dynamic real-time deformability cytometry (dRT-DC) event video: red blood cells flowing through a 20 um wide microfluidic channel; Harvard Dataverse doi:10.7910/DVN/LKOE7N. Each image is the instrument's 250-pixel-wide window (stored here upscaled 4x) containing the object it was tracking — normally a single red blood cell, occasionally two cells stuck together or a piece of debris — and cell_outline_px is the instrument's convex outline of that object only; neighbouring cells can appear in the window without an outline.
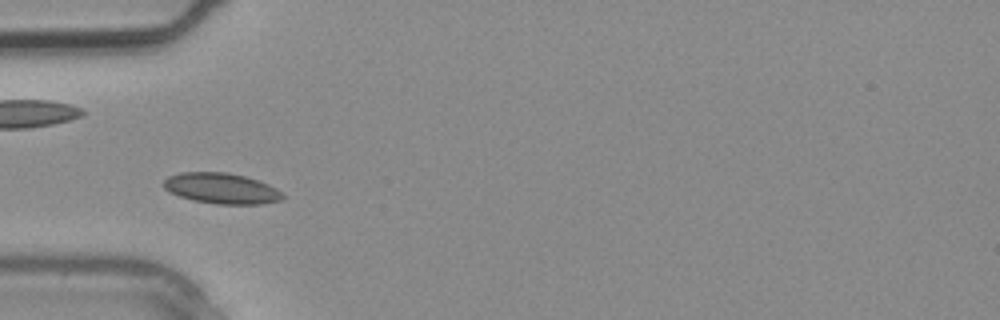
{"species": "common noctule bat (a hibernating species)", "species_latin": "Nyctalus noctula", "temperature_condition": "warm", "stored_images_in_passage": 1, "camera_frame_rate_fps": 3000, "um_per_image_px": 0.085, "animal": {"sex": "male", "body_mass_g": 20.4}, "frame": {"image": 1, "passage_image": 1, "time_ms": 0.0, "image_size_px": [1000, 320], "cell_outline_px": [[284, 196], [280, 200], [260, 204], [216, 204], [192, 200], [168, 192], [164, 188], [164, 180], [168, 176], [180, 172], [228, 172], [244, 176], [268, 184], [276, 188]], "centroid_in_image_um": [18.78, 16.01], "position_along_channel_um": 66.2, "area_um2": 21.21}}